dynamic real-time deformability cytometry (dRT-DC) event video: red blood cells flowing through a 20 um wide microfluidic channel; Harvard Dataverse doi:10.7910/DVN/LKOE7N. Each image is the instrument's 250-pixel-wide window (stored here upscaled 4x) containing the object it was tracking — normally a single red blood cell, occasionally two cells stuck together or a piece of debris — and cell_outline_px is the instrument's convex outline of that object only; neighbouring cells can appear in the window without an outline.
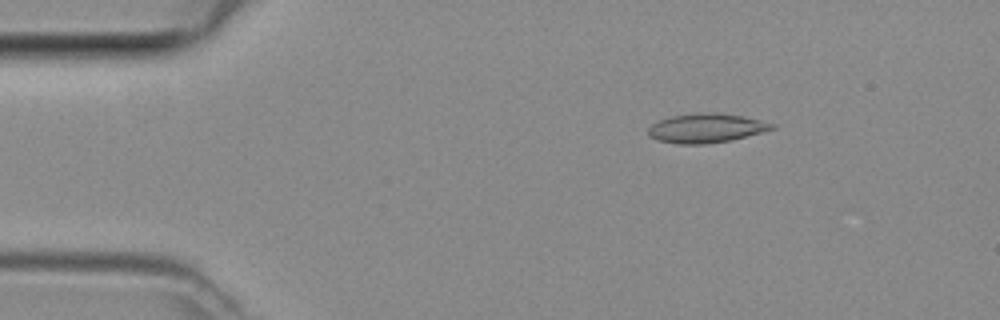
{"species": "common noctule bat (a hibernating species)", "species_latin": "Nyctalus noctula", "temperature_condition": "room temperature", "stored_images_in_passage": 6, "camera_frame_rate_fps": 3000, "um_per_image_px": 0.085, "animal": {"sex": "female", "body_mass_g": 29.2, "forearm_length_mm": 56.3}, "frame": {"image": 1, "passage_image": 3, "time_ms": 0.667, "image_size_px": [1000, 320], "cell_outline_px": [[776, 128], [732, 140], [704, 144], [680, 144], [660, 140], [648, 136], [648, 128], [652, 124], [660, 120], [672, 116], [700, 112], [716, 112], [744, 116], [776, 124]], "centroid_in_image_um": [60.05, 10.88], "position_along_channel_um": 25.0, "area_um2": 21.04}}
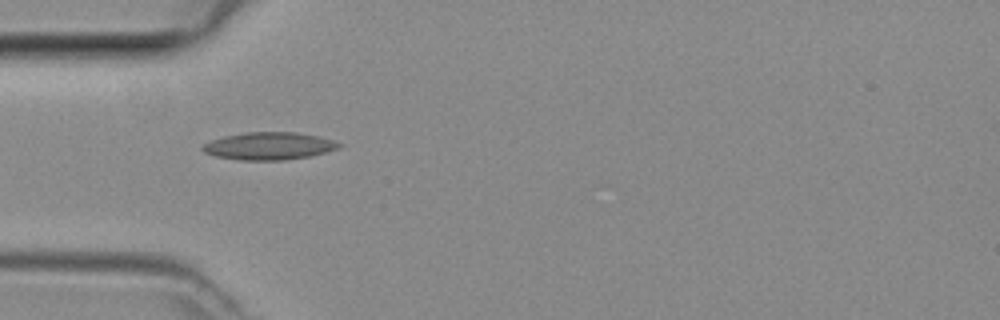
{"frame": {"image": 2, "passage_image": 5, "time_ms": 1.333, "image_size_px": [1000, 320], "cell_outline_px": [[344, 144], [340, 148], [308, 156], [284, 160], [240, 160], [216, 156], [204, 152], [200, 148], [204, 144], [212, 140], [224, 136], [248, 132], [296, 132], [320, 136]], "centroid_in_image_um": [22.88, 12.4], "position_along_channel_um": 62.1, "area_um2": 21.79}}
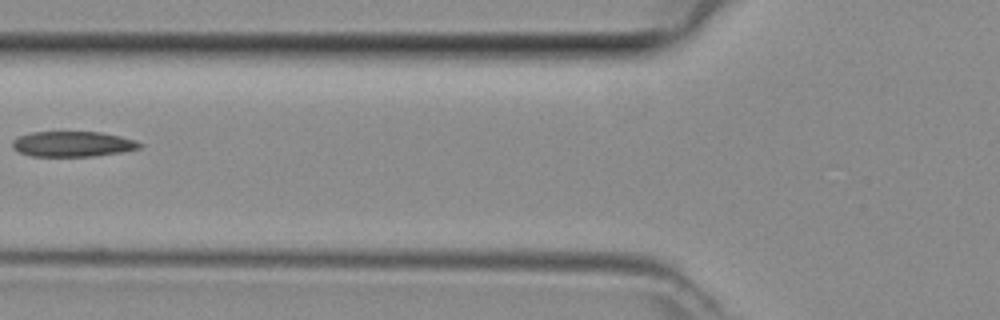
{"frame": {"image": 3, "passage_image": 6, "time_ms": 1.667, "image_size_px": [1000, 320], "cell_outline_px": [[144, 144], [140, 148], [120, 152], [92, 156], [32, 156], [20, 152], [12, 148], [12, 140], [20, 136], [32, 132], [100, 132], [120, 136]], "centroid_in_image_um": [6.16, 12.24], "position_along_channel_um": 119.6, "area_um2": 18.61}}